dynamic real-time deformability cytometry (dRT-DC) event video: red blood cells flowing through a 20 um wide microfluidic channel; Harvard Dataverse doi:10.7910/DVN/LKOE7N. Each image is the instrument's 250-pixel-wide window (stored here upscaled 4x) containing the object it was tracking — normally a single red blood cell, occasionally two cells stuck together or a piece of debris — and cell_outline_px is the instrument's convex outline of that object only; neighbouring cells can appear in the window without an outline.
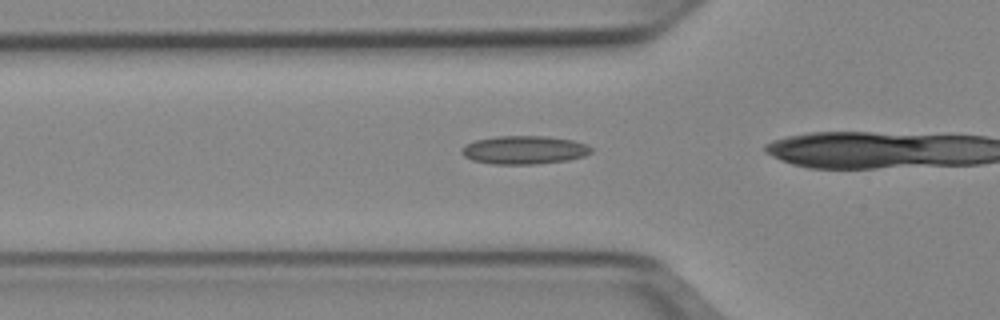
{"species": "Egyptian fruit bat (a non-hibernating species)", "species_latin": "Rousettus aegyptiacus", "temperature_condition": "cold", "stored_images_in_passage": 36, "camera_frame_rate_fps": 3000, "um_per_image_px": 0.085, "animal": {"sex": "female"}, "frame": {"image": 1, "passage_image": 13, "time_ms": 4.0, "image_size_px": [1000, 320], "cell_outline_px": [[592, 152], [584, 156], [568, 160], [536, 164], [492, 164], [472, 160], [464, 156], [460, 152], [460, 148], [464, 144], [476, 140], [496, 136], [544, 136], [572, 140], [584, 144], [592, 148]], "centroid_in_image_um": [44.51, 12.75], "position_along_channel_um": 81.3, "area_um2": 21.44}}
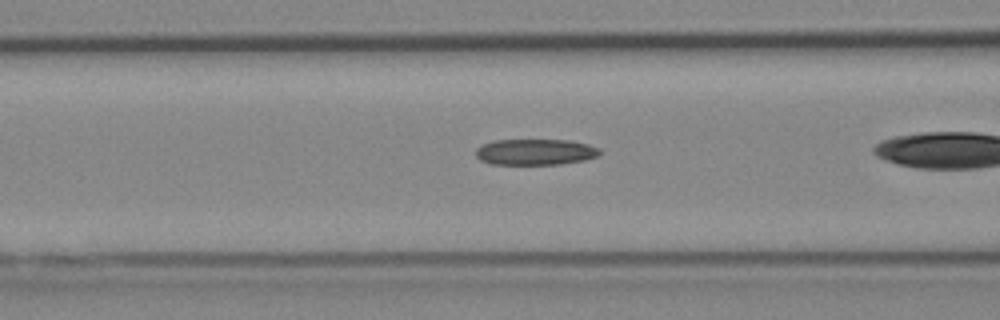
{"frame": {"image": 2, "passage_image": 16, "time_ms": 5.0, "image_size_px": [1000, 320], "cell_outline_px": [[600, 152], [596, 156], [584, 160], [560, 164], [492, 164], [480, 160], [476, 156], [476, 148], [480, 144], [492, 140], [568, 140], [588, 144], [600, 148]], "centroid_in_image_um": [45.46, 12.91], "position_along_channel_um": 121.1, "area_um2": 18.84}}
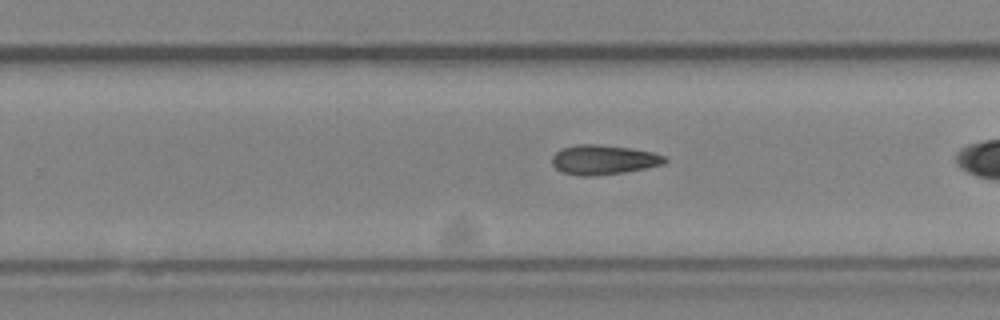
{"frame": {"image": 3, "passage_image": 28, "time_ms": 9.0, "image_size_px": [1000, 320], "cell_outline_px": [[668, 160], [664, 164], [624, 172], [592, 176], [580, 176], [564, 172], [556, 168], [552, 164], [552, 156], [560, 148], [576, 144], [596, 144], [628, 148], [652, 152], [664, 156]], "centroid_in_image_um": [51.27, 13.57], "position_along_channel_um": 278.5, "area_um2": 19.31}}